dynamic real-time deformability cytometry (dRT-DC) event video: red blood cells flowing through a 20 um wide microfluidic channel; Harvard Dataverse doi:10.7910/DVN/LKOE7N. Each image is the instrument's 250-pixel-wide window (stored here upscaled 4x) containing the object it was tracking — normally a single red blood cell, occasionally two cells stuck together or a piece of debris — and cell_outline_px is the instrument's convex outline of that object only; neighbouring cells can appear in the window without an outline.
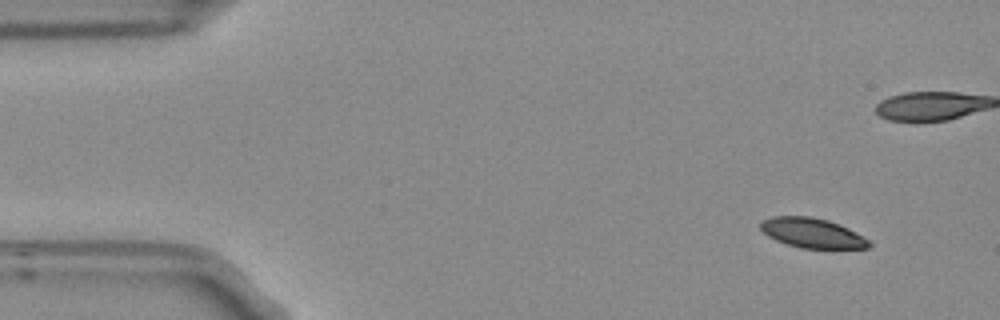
{"species": "Egyptian fruit bat (a non-hibernating species)", "species_latin": "Rousettus aegyptiacus", "temperature_condition": "room temperature", "stored_images_in_passage": 5, "camera_frame_rate_fps": 3000, "um_per_image_px": 0.085, "frame": {"image": 1, "passage_image": 1, "time_ms": 0.0, "image_size_px": [1000, 320], "cell_outline_px": [[872, 244], [868, 248], [800, 248], [776, 240], [768, 236], [760, 228], [760, 224], [764, 220], [772, 216], [812, 216], [828, 220], [840, 224], [848, 228], [868, 240]], "centroid_in_image_um": [69.03, 19.79], "position_along_channel_um": 16.0, "area_um2": 18.67}}
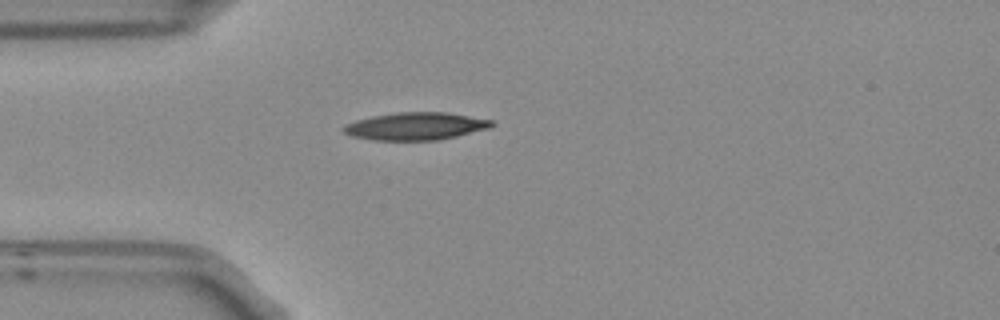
{"frame": {"image": 2, "passage_image": 5, "time_ms": 1.333, "image_size_px": [1000, 320], "cell_outline_px": [[496, 124], [488, 128], [440, 140], [372, 140], [352, 136], [344, 132], [340, 128], [344, 124], [356, 120], [372, 116], [396, 112], [448, 112], [492, 120]], "centroid_in_image_um": [35.3, 10.72], "position_along_channel_um": 49.7, "area_um2": 23.87}}